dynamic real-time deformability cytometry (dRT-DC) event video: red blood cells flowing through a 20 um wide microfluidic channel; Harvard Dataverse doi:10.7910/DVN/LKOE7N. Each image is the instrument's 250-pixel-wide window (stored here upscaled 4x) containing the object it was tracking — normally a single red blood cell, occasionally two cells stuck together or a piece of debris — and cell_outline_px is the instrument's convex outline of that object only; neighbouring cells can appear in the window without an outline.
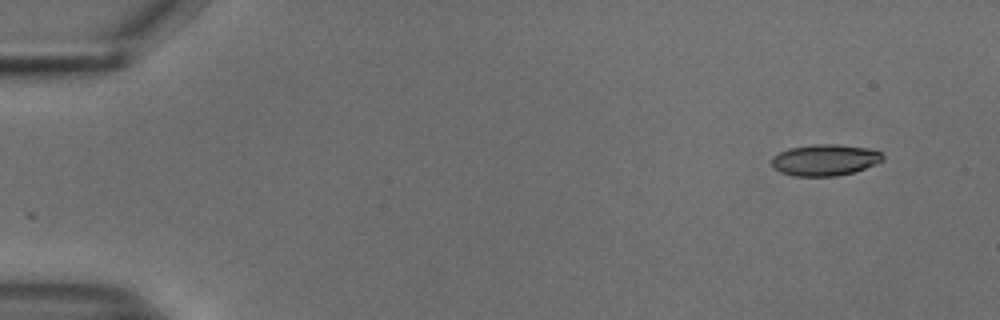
{"species": "common noctule bat (a hibernating species)", "species_latin": "Nyctalus noctula", "temperature_condition": "cold", "stored_images_in_passage": 50, "camera_frame_rate_fps": 3000, "um_per_image_px": 0.085, "animal": {"sex": "male", "body_mass_g": 18.8}, "frame": {"image": 1, "passage_image": 1, "time_ms": 0.0, "image_size_px": [1000, 320], "cell_outline_px": [[884, 160], [876, 164], [856, 172], [836, 176], [792, 176], [780, 172], [772, 168], [772, 156], [788, 148], [812, 144], [836, 144], [868, 148], [884, 152]], "centroid_in_image_um": [70.14, 13.6], "position_along_channel_um": 14.9, "area_um2": 20.69}}
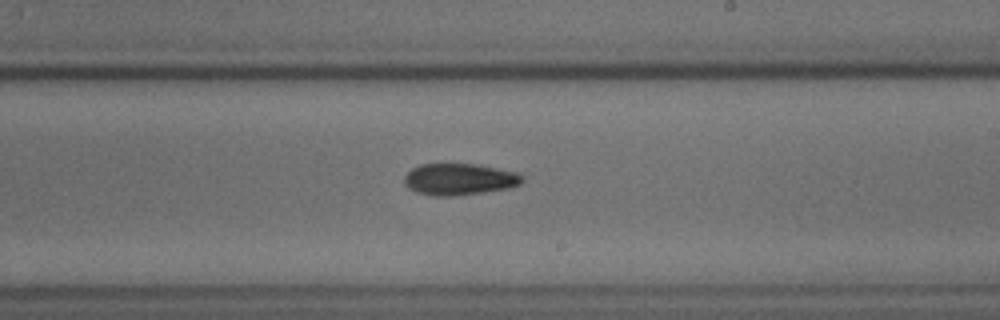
{"frame": {"image": 2, "passage_image": 29, "time_ms": 9.333, "image_size_px": [1000, 320], "cell_outline_px": [[524, 180], [520, 184], [508, 188], [452, 196], [436, 196], [416, 192], [408, 188], [404, 184], [404, 176], [412, 168], [420, 164], [476, 164], [520, 172], [524, 176]], "centroid_in_image_um": [39.05, 15.22], "position_along_channel_um": 249.9, "area_um2": 21.79}}
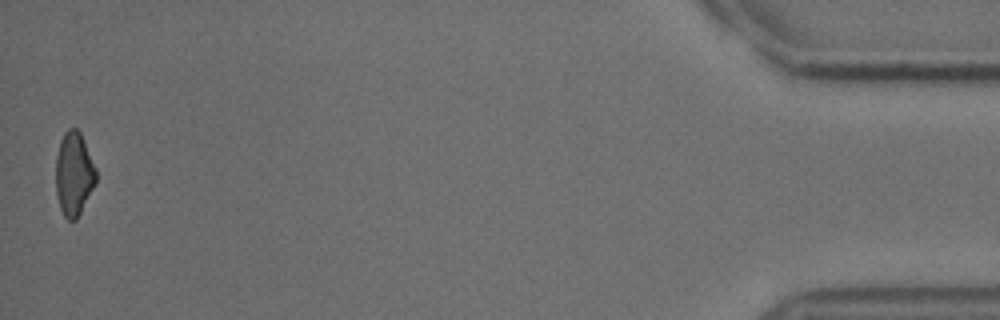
{"frame": {"image": 3, "passage_image": 50, "time_ms": 16.333, "image_size_px": [1000, 320], "cell_outline_px": [[96, 184], [76, 220], [68, 220], [64, 216], [60, 208], [56, 192], [56, 156], [60, 140], [64, 132], [68, 128], [76, 128], [80, 132], [96, 168]], "centroid_in_image_um": [6.28, 14.78], "position_along_channel_um": 428.9, "area_um2": 19.65}, "authors_computed_cell_mechanics": {"area_um2": 21.0103, "velocity_mm_per_s": 3.7841, "shape_relaxation_time_tau1_ms": 2.4584, "shape_relaxation_time_tau2_ms": null, "deformation_change_tau1": 0.1252, "deformation_change_tau2": null}}